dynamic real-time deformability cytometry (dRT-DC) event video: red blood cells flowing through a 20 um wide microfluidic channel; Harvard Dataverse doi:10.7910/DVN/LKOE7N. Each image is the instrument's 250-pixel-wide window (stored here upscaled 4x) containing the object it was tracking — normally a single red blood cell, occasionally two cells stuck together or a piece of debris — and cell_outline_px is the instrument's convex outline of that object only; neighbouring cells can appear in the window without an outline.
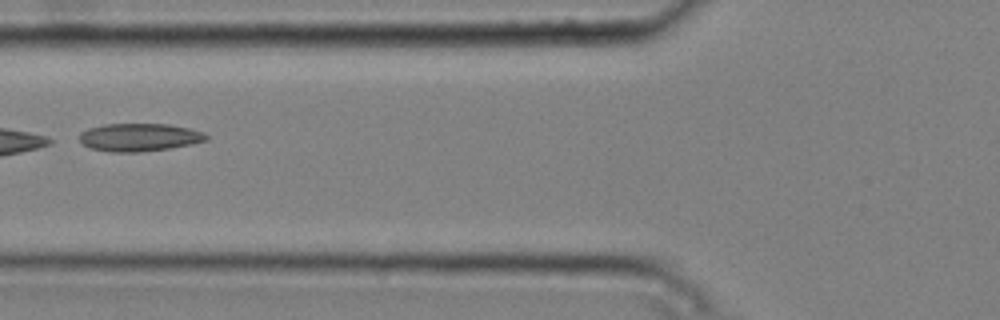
{"species": "common noctule bat (a hibernating species)", "species_latin": "Nyctalus noctula", "temperature_condition": "cold", "stored_images_in_passage": 2, "camera_frame_rate_fps": 3000, "um_per_image_px": 0.085, "animal": {"sex": "male", "body_mass_g": 20.4}, "frame": {"image": 1, "passage_image": 2, "time_ms": 0.333, "image_size_px": [1000, 320], "cell_outline_px": [[208, 140], [192, 144], [172, 148], [136, 152], [108, 152], [88, 148], [80, 140], [80, 132], [88, 128], [104, 124], [168, 124], [188, 128], [204, 132], [208, 136]], "centroid_in_image_um": [11.84, 11.67], "position_along_channel_um": 114.0, "area_um2": 20.75}}